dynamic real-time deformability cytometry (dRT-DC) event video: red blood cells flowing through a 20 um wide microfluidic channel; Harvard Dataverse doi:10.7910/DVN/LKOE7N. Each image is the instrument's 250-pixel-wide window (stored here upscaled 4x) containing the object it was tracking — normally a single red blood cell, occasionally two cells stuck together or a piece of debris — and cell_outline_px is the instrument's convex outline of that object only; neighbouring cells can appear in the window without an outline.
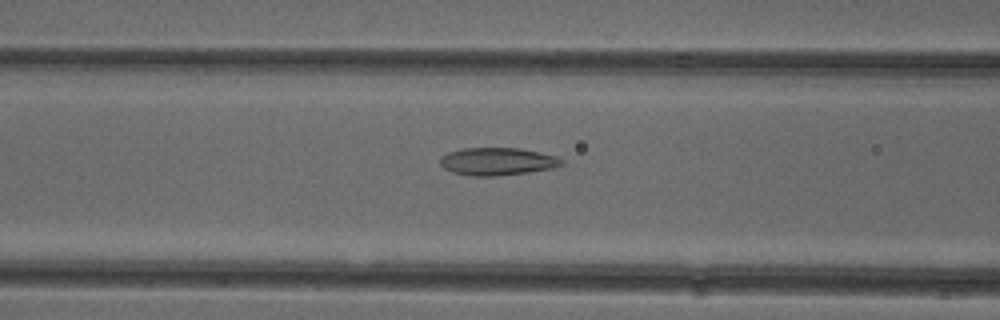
{"species": "common noctule bat (a hibernating species)", "species_latin": "Nyctalus noctula", "temperature_condition": "cold", "stored_images_in_passage": 52, "camera_frame_rate_fps": 3000, "um_per_image_px": 0.085, "animal": {"sex": "female"}, "frame": {"image": 1, "passage_image": 21, "time_ms": 6.667, "image_size_px": [1000, 320], "cell_outline_px": [[564, 164], [552, 168], [528, 172], [496, 176], [472, 176], [452, 172], [444, 168], [440, 164], [440, 156], [448, 152], [460, 148], [520, 148], [540, 152], [556, 156], [564, 160]], "centroid_in_image_um": [42.26, 13.72], "position_along_channel_um": 124.3, "area_um2": 19.71}}
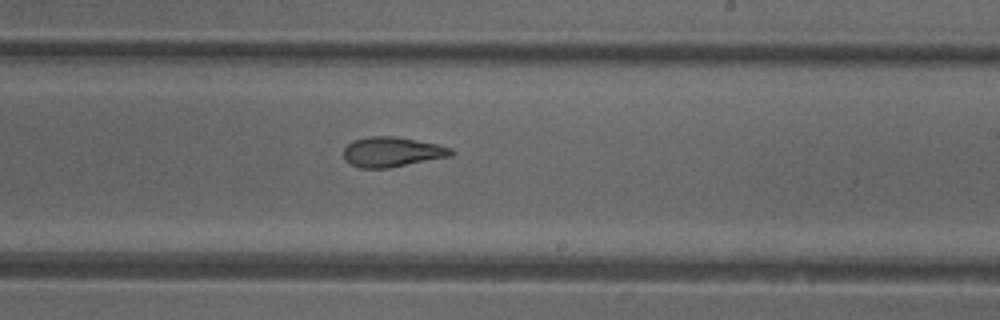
{"frame": {"image": 2, "passage_image": 31, "time_ms": 10.0, "image_size_px": [1000, 320], "cell_outline_px": [[456, 152], [452, 156], [388, 168], [360, 168], [348, 164], [344, 160], [344, 148], [352, 140], [368, 136], [396, 136], [436, 144], [452, 148]], "centroid_in_image_um": [33.31, 12.91], "position_along_channel_um": 255.7, "area_um2": 18.96}}
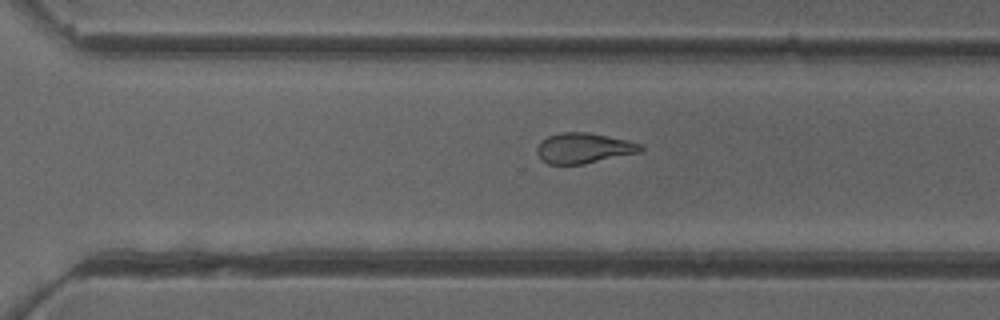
{"frame": {"image": 3, "passage_image": 36, "time_ms": 11.667, "image_size_px": [1000, 320], "cell_outline_px": [[644, 148], [640, 152], [584, 164], [548, 164], [540, 160], [536, 152], [536, 148], [540, 140], [548, 136], [560, 132], [588, 132], [628, 140], [640, 144]], "centroid_in_image_um": [49.57, 12.59], "position_along_channel_um": 321.0, "area_um2": 18.5}, "authors_computed_cell_mechanics": {"area_um2": 20.4901, "velocity_mm_per_s": 3.939, "shape_relaxation_time_tau1_ms": null, "shape_relaxation_time_tau2_ms": 2.3212, "deformation_change_tau1": null, "deformation_change_tau2": 0.0957}}